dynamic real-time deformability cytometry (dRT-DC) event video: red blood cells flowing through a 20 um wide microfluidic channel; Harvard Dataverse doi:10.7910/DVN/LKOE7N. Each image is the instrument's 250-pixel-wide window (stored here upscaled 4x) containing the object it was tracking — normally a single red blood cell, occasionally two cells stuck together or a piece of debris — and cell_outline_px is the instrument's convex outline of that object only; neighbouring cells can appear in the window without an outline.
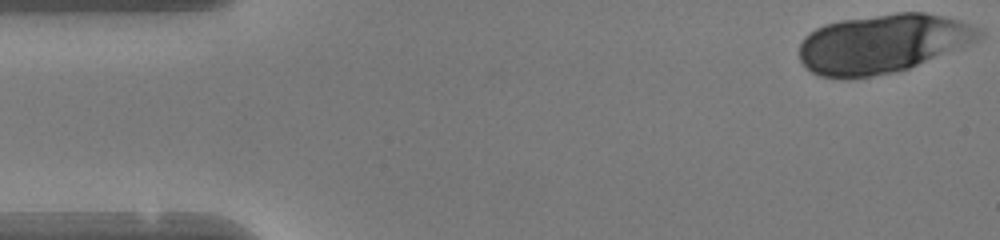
{"species": "human", "species_latin": "Homo sapiens", "temperature_condition": "warm", "stored_images_in_passage": 13, "camera_frame_rate_fps": 3000, "um_per_image_px": 0.085, "donor": {"sex": "female"}, "frame": {"image": 1, "passage_image": 1, "time_ms": 0.0, "image_size_px": [1000, 240], "cell_outline_px": [[984, 36], [980, 40], [908, 68], [896, 72], [848, 80], [844, 80], [820, 76], [812, 72], [800, 60], [800, 44], [804, 36], [808, 32], [824, 24], [840, 20], [896, 12], [924, 12], [956, 20], [980, 28], [984, 32]], "centroid_in_image_um": [74.99, 3.71], "position_along_channel_um": 10.0, "area_um2": 61.9}}